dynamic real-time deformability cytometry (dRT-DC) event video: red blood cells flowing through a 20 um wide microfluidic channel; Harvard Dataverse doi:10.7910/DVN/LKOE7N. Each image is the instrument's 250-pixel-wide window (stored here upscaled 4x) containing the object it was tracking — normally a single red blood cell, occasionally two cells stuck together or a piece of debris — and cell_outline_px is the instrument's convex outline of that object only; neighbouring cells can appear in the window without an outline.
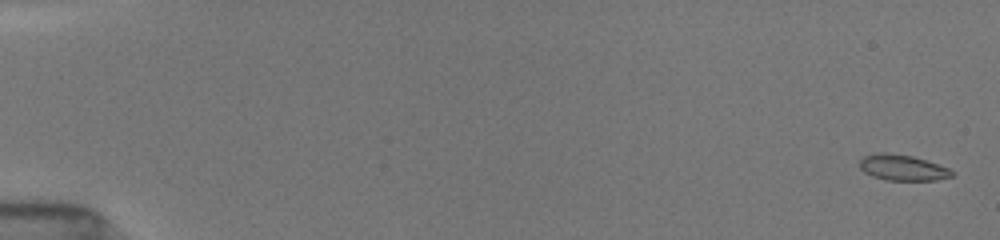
{"species": "common noctule bat (a hibernating species)", "species_latin": "Nyctalus noctula", "temperature_condition": "room temperature", "stored_images_in_passage": 38, "camera_frame_rate_fps": 3000, "um_per_image_px": 0.085, "animal": {"sex": "female", "body_mass_g": 19.5, "forearm_length_mm": 54.1}, "frame": {"image": 1, "passage_image": 1, "time_ms": 0.0, "image_size_px": [1000, 240], "cell_outline_px": [[956, 176], [936, 180], [884, 180], [872, 176], [864, 172], [860, 168], [860, 160], [864, 156], [876, 152], [888, 152], [912, 156], [948, 168], [956, 172]], "centroid_in_image_um": [76.72, 14.25], "position_along_channel_um": 8.3, "area_um2": 13.99}}
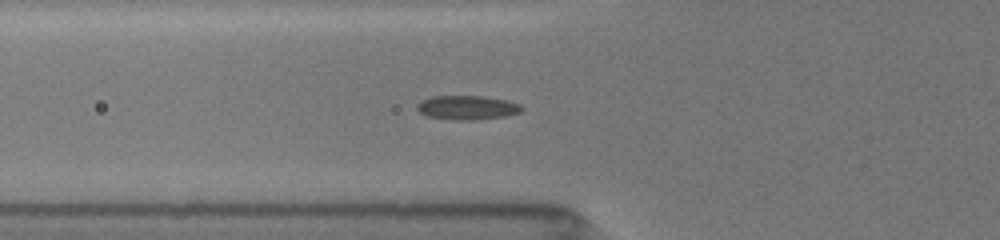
{"frame": {"image": 2, "passage_image": 26, "time_ms": 6.333, "image_size_px": [1000, 240], "cell_outline_px": [[524, 108], [520, 112], [504, 116], [472, 120], [456, 120], [428, 116], [420, 112], [416, 108], [416, 104], [432, 96], [484, 96], [508, 100], [520, 104]], "centroid_in_image_um": [39.73, 9.13], "position_along_channel_um": 86.1, "area_um2": 14.62}}
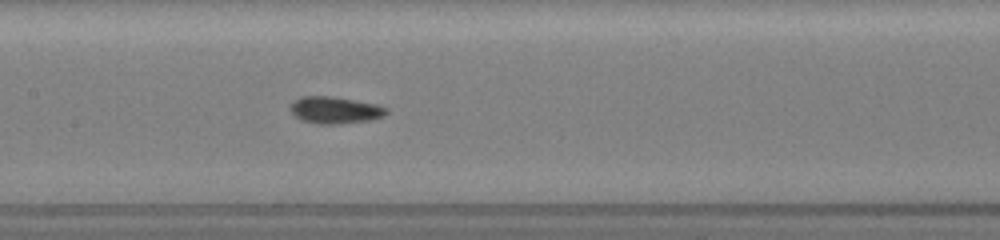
{"frame": {"image": 3, "passage_image": 37, "time_ms": 8.667, "image_size_px": [1000, 240], "cell_outline_px": [[388, 112], [384, 116], [368, 120], [340, 124], [316, 124], [300, 120], [288, 108], [292, 100], [300, 96], [332, 96], [380, 104], [388, 108]], "centroid_in_image_um": [28.46, 9.35], "position_along_channel_um": 178.9, "area_um2": 15.43}}